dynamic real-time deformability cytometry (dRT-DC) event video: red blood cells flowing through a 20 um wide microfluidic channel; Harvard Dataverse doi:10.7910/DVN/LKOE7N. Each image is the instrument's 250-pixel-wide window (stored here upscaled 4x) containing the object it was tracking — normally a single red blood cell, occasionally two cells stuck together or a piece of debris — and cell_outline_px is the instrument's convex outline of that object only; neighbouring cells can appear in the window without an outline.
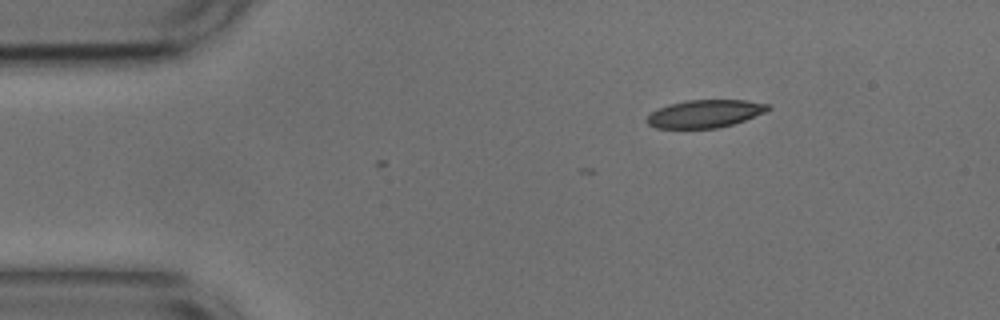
{"species": "common noctule bat (a hibernating species)", "species_latin": "Nyctalus noctula", "temperature_condition": "cold", "stored_images_in_passage": 3, "camera_frame_rate_fps": 3000, "um_per_image_px": 0.085, "animal": {"sex": "male", "body_mass_g": 17.9, "forearm_length_mm": 54.2}, "frame": {"image": 1, "passage_image": 3, "time_ms": 0.667, "image_size_px": [1000, 320], "cell_outline_px": [[772, 108], [764, 112], [744, 120], [720, 128], [656, 128], [648, 124], [644, 120], [656, 108], [668, 104], [688, 100], [744, 100], [768, 104]], "centroid_in_image_um": [59.88, 9.66], "position_along_channel_um": 25.1, "area_um2": 19.59}}